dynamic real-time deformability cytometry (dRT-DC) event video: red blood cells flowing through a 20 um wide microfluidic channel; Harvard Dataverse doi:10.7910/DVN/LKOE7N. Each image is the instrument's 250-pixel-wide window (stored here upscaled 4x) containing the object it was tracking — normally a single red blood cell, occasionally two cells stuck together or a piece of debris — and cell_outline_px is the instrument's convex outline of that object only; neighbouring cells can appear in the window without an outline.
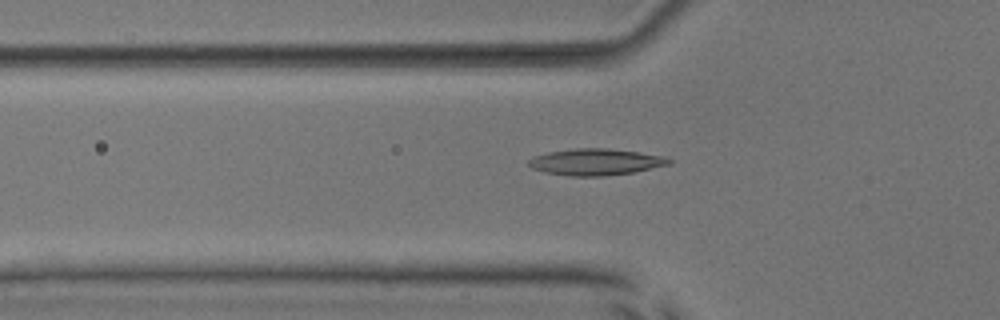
{"species": "common noctule bat (a hibernating species)", "species_latin": "Nyctalus noctula", "temperature_condition": "room temperature", "stored_images_in_passage": 40, "camera_frame_rate_fps": 3000, "um_per_image_px": 0.085, "animal": {"sex": "male", "body_mass_g": 17.9, "forearm_length_mm": 54.2}, "frame": {"image": 1, "passage_image": 10, "time_ms": 3.0, "image_size_px": [1000, 320], "cell_outline_px": [[672, 164], [632, 172], [604, 176], [568, 176], [544, 172], [532, 168], [528, 164], [528, 160], [532, 156], [548, 152], [576, 148], [604, 148], [636, 152], [664, 156], [672, 160]], "centroid_in_image_um": [50.6, 13.77], "position_along_channel_um": 75.2, "area_um2": 21.62}}
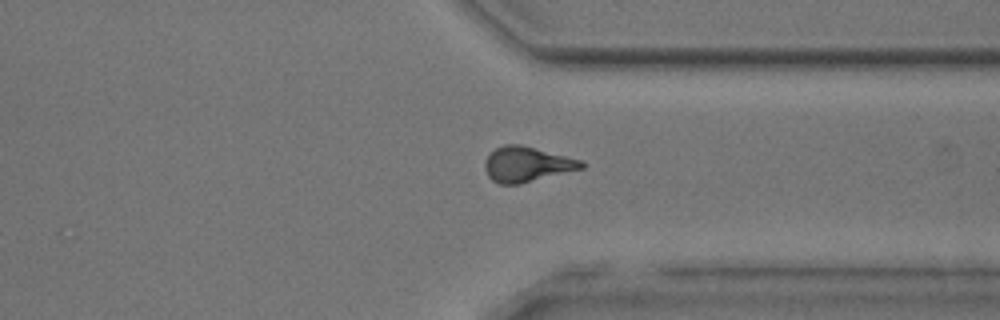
{"frame": {"image": 2, "passage_image": 32, "time_ms": 10.333, "image_size_px": [1000, 320], "cell_outline_px": [[584, 168], [520, 184], [500, 184], [492, 180], [488, 176], [484, 168], [484, 160], [496, 148], [504, 144], [520, 144], [584, 160]], "centroid_in_image_um": [44.79, 13.96], "position_along_channel_um": 366.6, "area_um2": 19.88}}
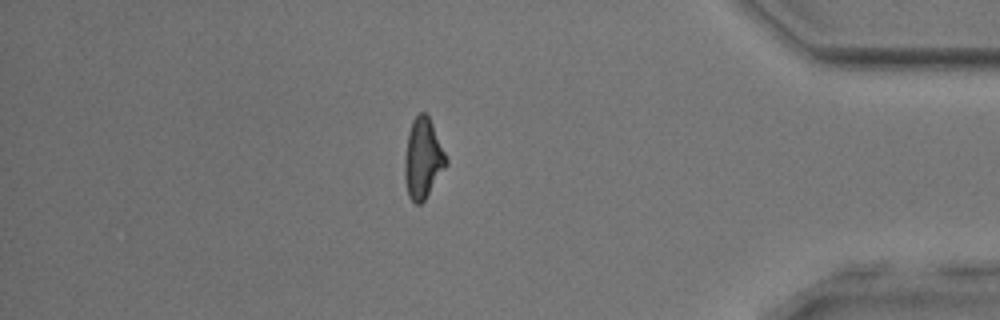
{"frame": {"image": 3, "passage_image": 37, "time_ms": 12.0, "image_size_px": [1000, 320], "cell_outline_px": [[448, 164], [424, 200], [420, 204], [416, 204], [408, 196], [404, 180], [404, 156], [408, 132], [412, 120], [420, 112], [424, 112], [428, 116], [432, 124], [448, 160]], "centroid_in_image_um": [35.93, 13.48], "position_along_channel_um": 399.3, "area_um2": 19.36}}